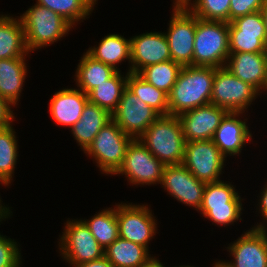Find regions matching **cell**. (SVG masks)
<instances>
[{
	"label": "cell",
	"instance_id": "1",
	"mask_svg": "<svg viewBox=\"0 0 267 267\" xmlns=\"http://www.w3.org/2000/svg\"><path fill=\"white\" fill-rule=\"evenodd\" d=\"M215 67L184 66L168 95L169 115L211 103Z\"/></svg>",
	"mask_w": 267,
	"mask_h": 267
},
{
	"label": "cell",
	"instance_id": "2",
	"mask_svg": "<svg viewBox=\"0 0 267 267\" xmlns=\"http://www.w3.org/2000/svg\"><path fill=\"white\" fill-rule=\"evenodd\" d=\"M138 140L165 166L182 164L186 141L178 116L161 115Z\"/></svg>",
	"mask_w": 267,
	"mask_h": 267
},
{
	"label": "cell",
	"instance_id": "3",
	"mask_svg": "<svg viewBox=\"0 0 267 267\" xmlns=\"http://www.w3.org/2000/svg\"><path fill=\"white\" fill-rule=\"evenodd\" d=\"M29 52L46 48L65 37L74 27L61 15L37 3L19 16Z\"/></svg>",
	"mask_w": 267,
	"mask_h": 267
},
{
	"label": "cell",
	"instance_id": "4",
	"mask_svg": "<svg viewBox=\"0 0 267 267\" xmlns=\"http://www.w3.org/2000/svg\"><path fill=\"white\" fill-rule=\"evenodd\" d=\"M193 47V66L224 67L230 54L228 23L196 17Z\"/></svg>",
	"mask_w": 267,
	"mask_h": 267
},
{
	"label": "cell",
	"instance_id": "5",
	"mask_svg": "<svg viewBox=\"0 0 267 267\" xmlns=\"http://www.w3.org/2000/svg\"><path fill=\"white\" fill-rule=\"evenodd\" d=\"M232 182L220 180L217 182L206 183L200 214L209 221L222 227L234 225V222L242 220V202L245 200L236 191ZM243 200V201H242Z\"/></svg>",
	"mask_w": 267,
	"mask_h": 267
},
{
	"label": "cell",
	"instance_id": "6",
	"mask_svg": "<svg viewBox=\"0 0 267 267\" xmlns=\"http://www.w3.org/2000/svg\"><path fill=\"white\" fill-rule=\"evenodd\" d=\"M132 140L133 138L126 135L111 119L94 137L84 153L96 162L102 174L112 176L122 166L127 147Z\"/></svg>",
	"mask_w": 267,
	"mask_h": 267
},
{
	"label": "cell",
	"instance_id": "7",
	"mask_svg": "<svg viewBox=\"0 0 267 267\" xmlns=\"http://www.w3.org/2000/svg\"><path fill=\"white\" fill-rule=\"evenodd\" d=\"M63 234L58 239V252L72 266L99 259L104 248L98 243L82 219H67Z\"/></svg>",
	"mask_w": 267,
	"mask_h": 267
},
{
	"label": "cell",
	"instance_id": "8",
	"mask_svg": "<svg viewBox=\"0 0 267 267\" xmlns=\"http://www.w3.org/2000/svg\"><path fill=\"white\" fill-rule=\"evenodd\" d=\"M168 31L164 32L171 60L184 66H193L196 16L184 4H172Z\"/></svg>",
	"mask_w": 267,
	"mask_h": 267
},
{
	"label": "cell",
	"instance_id": "9",
	"mask_svg": "<svg viewBox=\"0 0 267 267\" xmlns=\"http://www.w3.org/2000/svg\"><path fill=\"white\" fill-rule=\"evenodd\" d=\"M260 94L253 86L234 76L226 67L216 68L211 104L230 112H248Z\"/></svg>",
	"mask_w": 267,
	"mask_h": 267
},
{
	"label": "cell",
	"instance_id": "10",
	"mask_svg": "<svg viewBox=\"0 0 267 267\" xmlns=\"http://www.w3.org/2000/svg\"><path fill=\"white\" fill-rule=\"evenodd\" d=\"M165 165L158 160L138 139L127 147L122 166L114 175H125L133 185H157L161 183Z\"/></svg>",
	"mask_w": 267,
	"mask_h": 267
},
{
	"label": "cell",
	"instance_id": "11",
	"mask_svg": "<svg viewBox=\"0 0 267 267\" xmlns=\"http://www.w3.org/2000/svg\"><path fill=\"white\" fill-rule=\"evenodd\" d=\"M117 221L119 237L149 250L150 240L154 239L157 219L147 204L119 203L117 204Z\"/></svg>",
	"mask_w": 267,
	"mask_h": 267
},
{
	"label": "cell",
	"instance_id": "12",
	"mask_svg": "<svg viewBox=\"0 0 267 267\" xmlns=\"http://www.w3.org/2000/svg\"><path fill=\"white\" fill-rule=\"evenodd\" d=\"M227 159L212 140H200L185 144L182 164L205 183L220 181Z\"/></svg>",
	"mask_w": 267,
	"mask_h": 267
},
{
	"label": "cell",
	"instance_id": "13",
	"mask_svg": "<svg viewBox=\"0 0 267 267\" xmlns=\"http://www.w3.org/2000/svg\"><path fill=\"white\" fill-rule=\"evenodd\" d=\"M230 53L267 52V33L261 11L228 23Z\"/></svg>",
	"mask_w": 267,
	"mask_h": 267
},
{
	"label": "cell",
	"instance_id": "14",
	"mask_svg": "<svg viewBox=\"0 0 267 267\" xmlns=\"http://www.w3.org/2000/svg\"><path fill=\"white\" fill-rule=\"evenodd\" d=\"M111 116L126 135L138 139L161 115L126 87Z\"/></svg>",
	"mask_w": 267,
	"mask_h": 267
},
{
	"label": "cell",
	"instance_id": "15",
	"mask_svg": "<svg viewBox=\"0 0 267 267\" xmlns=\"http://www.w3.org/2000/svg\"><path fill=\"white\" fill-rule=\"evenodd\" d=\"M225 247L233 257L223 267H267V228H250Z\"/></svg>",
	"mask_w": 267,
	"mask_h": 267
},
{
	"label": "cell",
	"instance_id": "16",
	"mask_svg": "<svg viewBox=\"0 0 267 267\" xmlns=\"http://www.w3.org/2000/svg\"><path fill=\"white\" fill-rule=\"evenodd\" d=\"M160 185L178 202L199 212L206 183L199 181L183 164L166 165Z\"/></svg>",
	"mask_w": 267,
	"mask_h": 267
},
{
	"label": "cell",
	"instance_id": "17",
	"mask_svg": "<svg viewBox=\"0 0 267 267\" xmlns=\"http://www.w3.org/2000/svg\"><path fill=\"white\" fill-rule=\"evenodd\" d=\"M131 65L127 73L138 74L143 68L171 60L164 32H146L130 38Z\"/></svg>",
	"mask_w": 267,
	"mask_h": 267
},
{
	"label": "cell",
	"instance_id": "18",
	"mask_svg": "<svg viewBox=\"0 0 267 267\" xmlns=\"http://www.w3.org/2000/svg\"><path fill=\"white\" fill-rule=\"evenodd\" d=\"M227 112L225 108L210 103L178 115L186 143L212 140L216 129Z\"/></svg>",
	"mask_w": 267,
	"mask_h": 267
},
{
	"label": "cell",
	"instance_id": "19",
	"mask_svg": "<svg viewBox=\"0 0 267 267\" xmlns=\"http://www.w3.org/2000/svg\"><path fill=\"white\" fill-rule=\"evenodd\" d=\"M243 113L228 111L213 135L212 141L225 158L229 155L235 157L241 155L243 147L252 141L248 119L245 117L242 121L241 115L245 116Z\"/></svg>",
	"mask_w": 267,
	"mask_h": 267
},
{
	"label": "cell",
	"instance_id": "20",
	"mask_svg": "<svg viewBox=\"0 0 267 267\" xmlns=\"http://www.w3.org/2000/svg\"><path fill=\"white\" fill-rule=\"evenodd\" d=\"M224 67L260 94H267V52L230 53Z\"/></svg>",
	"mask_w": 267,
	"mask_h": 267
},
{
	"label": "cell",
	"instance_id": "21",
	"mask_svg": "<svg viewBox=\"0 0 267 267\" xmlns=\"http://www.w3.org/2000/svg\"><path fill=\"white\" fill-rule=\"evenodd\" d=\"M88 101V94L79 88L67 87L54 93L50 99L48 111L57 126L71 129L80 120L83 108Z\"/></svg>",
	"mask_w": 267,
	"mask_h": 267
},
{
	"label": "cell",
	"instance_id": "22",
	"mask_svg": "<svg viewBox=\"0 0 267 267\" xmlns=\"http://www.w3.org/2000/svg\"><path fill=\"white\" fill-rule=\"evenodd\" d=\"M112 119L111 114L104 108L89 101L83 108L80 120L71 128L74 140L84 152L93 142L94 137Z\"/></svg>",
	"mask_w": 267,
	"mask_h": 267
},
{
	"label": "cell",
	"instance_id": "23",
	"mask_svg": "<svg viewBox=\"0 0 267 267\" xmlns=\"http://www.w3.org/2000/svg\"><path fill=\"white\" fill-rule=\"evenodd\" d=\"M26 57L0 59V96L18 106L27 77Z\"/></svg>",
	"mask_w": 267,
	"mask_h": 267
},
{
	"label": "cell",
	"instance_id": "24",
	"mask_svg": "<svg viewBox=\"0 0 267 267\" xmlns=\"http://www.w3.org/2000/svg\"><path fill=\"white\" fill-rule=\"evenodd\" d=\"M25 31L19 16L0 14V59L26 57Z\"/></svg>",
	"mask_w": 267,
	"mask_h": 267
},
{
	"label": "cell",
	"instance_id": "25",
	"mask_svg": "<svg viewBox=\"0 0 267 267\" xmlns=\"http://www.w3.org/2000/svg\"><path fill=\"white\" fill-rule=\"evenodd\" d=\"M99 44L91 46L86 51L95 60L103 62L109 66H112L115 70L121 71L117 66L119 63L126 60L131 65V51H130V39H126L119 34H108L101 38Z\"/></svg>",
	"mask_w": 267,
	"mask_h": 267
},
{
	"label": "cell",
	"instance_id": "26",
	"mask_svg": "<svg viewBox=\"0 0 267 267\" xmlns=\"http://www.w3.org/2000/svg\"><path fill=\"white\" fill-rule=\"evenodd\" d=\"M80 62L75 71L74 81L77 88L88 94L98 84L111 78L117 70L112 66L104 64L103 62L95 60L87 52H84L80 57Z\"/></svg>",
	"mask_w": 267,
	"mask_h": 267
},
{
	"label": "cell",
	"instance_id": "27",
	"mask_svg": "<svg viewBox=\"0 0 267 267\" xmlns=\"http://www.w3.org/2000/svg\"><path fill=\"white\" fill-rule=\"evenodd\" d=\"M146 247L118 237L106 249L104 255L114 267H139L152 256Z\"/></svg>",
	"mask_w": 267,
	"mask_h": 267
},
{
	"label": "cell",
	"instance_id": "28",
	"mask_svg": "<svg viewBox=\"0 0 267 267\" xmlns=\"http://www.w3.org/2000/svg\"><path fill=\"white\" fill-rule=\"evenodd\" d=\"M124 75L121 71H117L111 78L98 84L88 93L89 102L112 114L117 109L122 93L127 87L128 73Z\"/></svg>",
	"mask_w": 267,
	"mask_h": 267
},
{
	"label": "cell",
	"instance_id": "29",
	"mask_svg": "<svg viewBox=\"0 0 267 267\" xmlns=\"http://www.w3.org/2000/svg\"><path fill=\"white\" fill-rule=\"evenodd\" d=\"M12 125L0 128V184L11 186L18 160V140Z\"/></svg>",
	"mask_w": 267,
	"mask_h": 267
},
{
	"label": "cell",
	"instance_id": "30",
	"mask_svg": "<svg viewBox=\"0 0 267 267\" xmlns=\"http://www.w3.org/2000/svg\"><path fill=\"white\" fill-rule=\"evenodd\" d=\"M98 243L106 249L119 237L117 204L99 211L90 219L83 220Z\"/></svg>",
	"mask_w": 267,
	"mask_h": 267
},
{
	"label": "cell",
	"instance_id": "31",
	"mask_svg": "<svg viewBox=\"0 0 267 267\" xmlns=\"http://www.w3.org/2000/svg\"><path fill=\"white\" fill-rule=\"evenodd\" d=\"M98 0H36V3L61 15L73 27L89 18Z\"/></svg>",
	"mask_w": 267,
	"mask_h": 267
},
{
	"label": "cell",
	"instance_id": "32",
	"mask_svg": "<svg viewBox=\"0 0 267 267\" xmlns=\"http://www.w3.org/2000/svg\"><path fill=\"white\" fill-rule=\"evenodd\" d=\"M127 88L160 115H169L168 95L136 73H128Z\"/></svg>",
	"mask_w": 267,
	"mask_h": 267
},
{
	"label": "cell",
	"instance_id": "33",
	"mask_svg": "<svg viewBox=\"0 0 267 267\" xmlns=\"http://www.w3.org/2000/svg\"><path fill=\"white\" fill-rule=\"evenodd\" d=\"M181 69L182 66L180 64L167 60L143 68L138 75L149 84L169 95Z\"/></svg>",
	"mask_w": 267,
	"mask_h": 267
},
{
	"label": "cell",
	"instance_id": "34",
	"mask_svg": "<svg viewBox=\"0 0 267 267\" xmlns=\"http://www.w3.org/2000/svg\"><path fill=\"white\" fill-rule=\"evenodd\" d=\"M184 5L199 19L229 23L230 0H187Z\"/></svg>",
	"mask_w": 267,
	"mask_h": 267
},
{
	"label": "cell",
	"instance_id": "35",
	"mask_svg": "<svg viewBox=\"0 0 267 267\" xmlns=\"http://www.w3.org/2000/svg\"><path fill=\"white\" fill-rule=\"evenodd\" d=\"M19 243L0 233V267H21L22 255Z\"/></svg>",
	"mask_w": 267,
	"mask_h": 267
},
{
	"label": "cell",
	"instance_id": "36",
	"mask_svg": "<svg viewBox=\"0 0 267 267\" xmlns=\"http://www.w3.org/2000/svg\"><path fill=\"white\" fill-rule=\"evenodd\" d=\"M265 0H230L229 22L261 10Z\"/></svg>",
	"mask_w": 267,
	"mask_h": 267
},
{
	"label": "cell",
	"instance_id": "37",
	"mask_svg": "<svg viewBox=\"0 0 267 267\" xmlns=\"http://www.w3.org/2000/svg\"><path fill=\"white\" fill-rule=\"evenodd\" d=\"M13 106L7 99L0 96V128H4L13 124L15 113ZM13 121V122H12Z\"/></svg>",
	"mask_w": 267,
	"mask_h": 267
},
{
	"label": "cell",
	"instance_id": "38",
	"mask_svg": "<svg viewBox=\"0 0 267 267\" xmlns=\"http://www.w3.org/2000/svg\"><path fill=\"white\" fill-rule=\"evenodd\" d=\"M267 183V182H265ZM261 193L260 195L258 194L259 198L258 199V204H257V209L259 210L258 213H260V215L262 216V222H257V224H255L254 228H267V184H265V186L263 187V189H261ZM259 207V208H258Z\"/></svg>",
	"mask_w": 267,
	"mask_h": 267
},
{
	"label": "cell",
	"instance_id": "39",
	"mask_svg": "<svg viewBox=\"0 0 267 267\" xmlns=\"http://www.w3.org/2000/svg\"><path fill=\"white\" fill-rule=\"evenodd\" d=\"M73 267H114L112 263L108 260V258L104 255L103 257L88 261V262H83L78 265H74Z\"/></svg>",
	"mask_w": 267,
	"mask_h": 267
},
{
	"label": "cell",
	"instance_id": "40",
	"mask_svg": "<svg viewBox=\"0 0 267 267\" xmlns=\"http://www.w3.org/2000/svg\"><path fill=\"white\" fill-rule=\"evenodd\" d=\"M1 199L2 198H0V222L2 223L3 220L5 221V219H8L13 214L12 209H10L11 207L3 204V201Z\"/></svg>",
	"mask_w": 267,
	"mask_h": 267
},
{
	"label": "cell",
	"instance_id": "41",
	"mask_svg": "<svg viewBox=\"0 0 267 267\" xmlns=\"http://www.w3.org/2000/svg\"><path fill=\"white\" fill-rule=\"evenodd\" d=\"M156 256H152L146 263L141 264L139 267H165Z\"/></svg>",
	"mask_w": 267,
	"mask_h": 267
},
{
	"label": "cell",
	"instance_id": "42",
	"mask_svg": "<svg viewBox=\"0 0 267 267\" xmlns=\"http://www.w3.org/2000/svg\"><path fill=\"white\" fill-rule=\"evenodd\" d=\"M261 14L263 17L264 25L266 27V33H267V0H265V3L261 7Z\"/></svg>",
	"mask_w": 267,
	"mask_h": 267
},
{
	"label": "cell",
	"instance_id": "43",
	"mask_svg": "<svg viewBox=\"0 0 267 267\" xmlns=\"http://www.w3.org/2000/svg\"><path fill=\"white\" fill-rule=\"evenodd\" d=\"M212 265H214V266H212V267H219L220 265H221V263H220V260L218 261V260H216V262L215 263H213ZM174 267H176V266H174ZM177 267H193V266H191V265H179V266H177ZM195 267V266H194Z\"/></svg>",
	"mask_w": 267,
	"mask_h": 267
},
{
	"label": "cell",
	"instance_id": "44",
	"mask_svg": "<svg viewBox=\"0 0 267 267\" xmlns=\"http://www.w3.org/2000/svg\"><path fill=\"white\" fill-rule=\"evenodd\" d=\"M187 0H173V4H184Z\"/></svg>",
	"mask_w": 267,
	"mask_h": 267
}]
</instances>
